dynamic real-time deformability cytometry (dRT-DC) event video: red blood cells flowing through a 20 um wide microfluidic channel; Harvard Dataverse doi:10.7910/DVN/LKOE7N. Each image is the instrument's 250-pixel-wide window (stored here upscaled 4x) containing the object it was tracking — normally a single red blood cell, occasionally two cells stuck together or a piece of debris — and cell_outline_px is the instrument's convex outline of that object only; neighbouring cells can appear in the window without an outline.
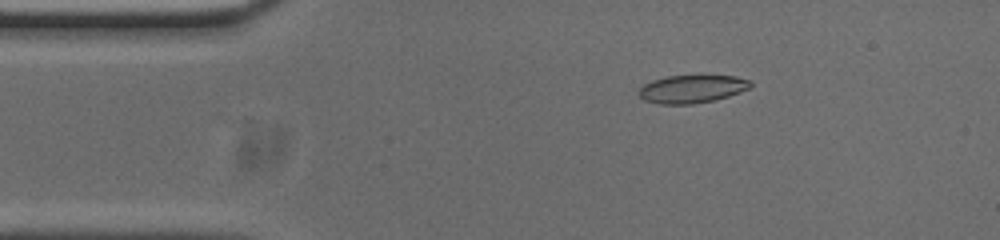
{"species": "common noctule bat (a hibernating species)", "species_latin": "Nyctalus noctula", "temperature_condition": "cold", "stored_images_in_passage": 53, "camera_frame_rate_fps": 3000, "um_per_image_px": 0.085, "animal": {"sex": "male", "body_mass_g": 20.0, "forearm_length_mm": 53.3}, "frame": {"image": 1, "passage_image": 8, "time_ms": 2.333, "image_size_px": [1000, 240], "cell_outline_px": [[752, 84], [748, 88], [740, 92], [716, 100], [692, 104], [660, 104], [644, 100], [636, 92], [644, 84], [652, 80], [668, 76], [736, 76], [752, 80]], "centroid_in_image_um": [58.81, 7.56], "position_along_channel_um": 26.2, "area_um2": 18.21}}
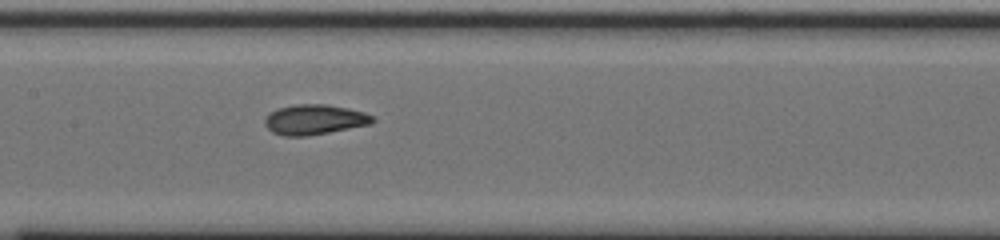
{"frame": {"image": 2, "passage_image": 24, "time_ms": 7.667, "image_size_px": [1000, 240], "cell_outline_px": [[376, 120], [372, 124], [308, 136], [284, 136], [272, 132], [264, 124], [264, 120], [268, 112], [276, 108], [296, 104], [328, 104], [348, 108], [364, 112], [376, 116]], "centroid_in_image_um": [26.74, 10.16], "position_along_channel_um": 180.7, "area_um2": 19.25}}
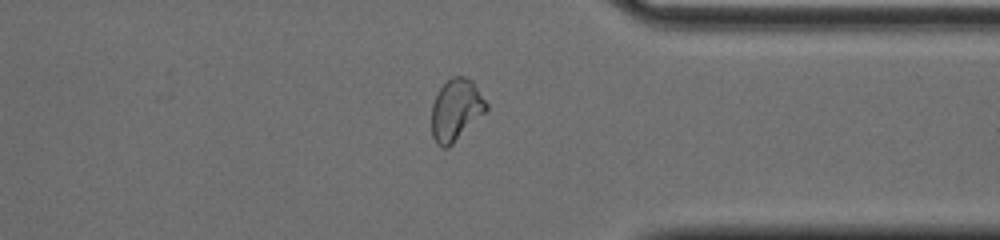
{"frame": {"image": 3, "passage_image": 40, "time_ms": 13.0, "image_size_px": [1000, 240], "cell_outline_px": [[488, 108], [448, 148], [440, 148], [436, 144], [432, 136], [432, 104], [440, 88], [452, 76], [464, 76], [472, 80], [488, 104]], "centroid_in_image_um": [38.74, 9.34], "position_along_channel_um": 372.7, "area_um2": 19.42}, "authors_computed_cell_mechanics": {"area_um2": 18.8428, "velocity_mm_per_s": 3.7561, "shape_relaxation_time_tau1_ms": null, "shape_relaxation_time_tau2_ms": 1.5533, "deformation_change_tau1": null, "deformation_change_tau2": 0.0711}}